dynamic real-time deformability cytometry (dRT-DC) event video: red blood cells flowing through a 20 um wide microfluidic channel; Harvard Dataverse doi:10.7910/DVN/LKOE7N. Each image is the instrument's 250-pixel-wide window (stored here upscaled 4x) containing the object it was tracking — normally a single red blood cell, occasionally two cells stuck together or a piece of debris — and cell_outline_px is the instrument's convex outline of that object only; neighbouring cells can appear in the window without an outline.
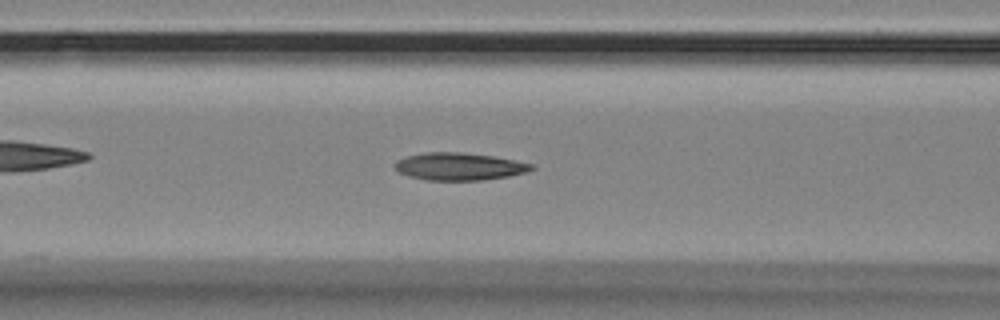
{"species": "Egyptian fruit bat (a non-hibernating species)", "species_latin": "Rousettus aegyptiacus", "temperature_condition": "room temperature", "stored_images_in_passage": 51, "camera_frame_rate_fps": 3000, "um_per_image_px": 0.085, "animal": {"sex": "female"}, "frame": {"image": 1, "passage_image": 17, "time_ms": 5.333, "image_size_px": [1000, 320], "cell_outline_px": [[536, 168], [528, 172], [508, 176], [484, 180], [424, 180], [408, 176], [400, 172], [396, 168], [396, 160], [408, 156], [424, 152], [460, 152], [492, 156], [532, 164]], "centroid_in_image_um": [39.04, 14.15], "position_along_channel_um": 127.6, "area_um2": 21.73}}
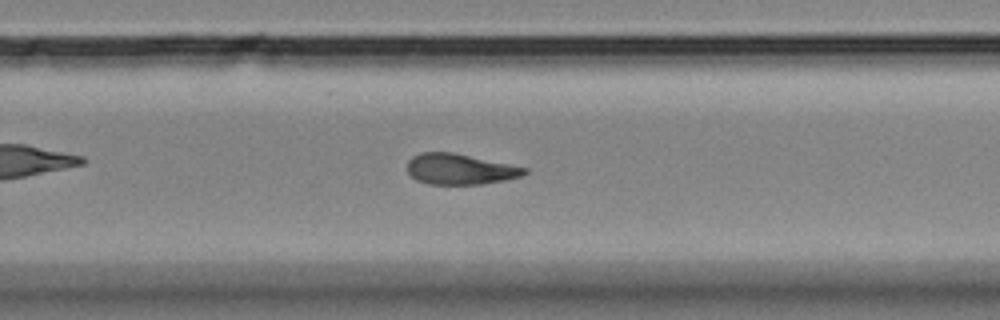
{"frame": {"image": 2, "passage_image": 31, "time_ms": 10.0, "image_size_px": [1000, 320], "cell_outline_px": [[528, 172], [520, 176], [504, 180], [484, 184], [428, 184], [416, 180], [408, 172], [408, 160], [412, 156], [420, 152], [452, 152], [528, 168]], "centroid_in_image_um": [39.07, 14.38], "position_along_channel_um": 290.7, "area_um2": 20.87}}
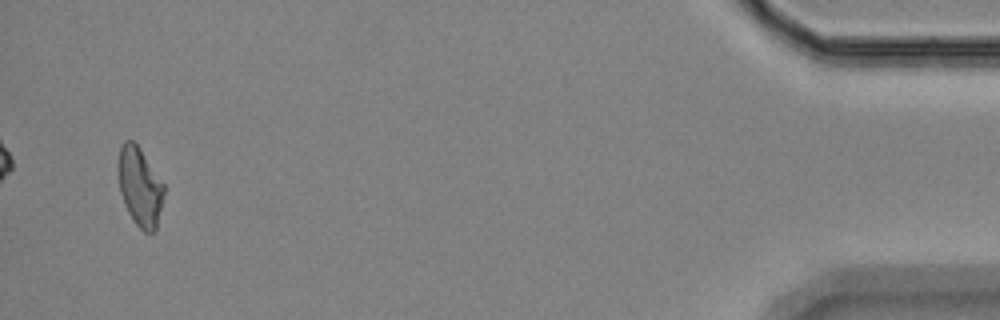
{"frame": {"image": 3, "passage_image": 49, "time_ms": 16.0, "image_size_px": [1000, 320], "cell_outline_px": [[164, 192], [156, 228], [152, 232], [144, 232], [132, 220], [124, 204], [120, 192], [120, 148], [124, 140], [132, 140], [140, 148], [164, 184]], "centroid_in_image_um": [11.91, 15.89], "position_along_channel_um": 423.3, "area_um2": 20.4}, "authors_computed_cell_mechanics": {"area_um2": 21.6172, "velocity_mm_per_s": 3.4977, "shape_relaxation_time_tau1_ms": null, "shape_relaxation_time_tau2_ms": 3.1634, "deformation_change_tau1": null, "deformation_change_tau2": 0.1143}}